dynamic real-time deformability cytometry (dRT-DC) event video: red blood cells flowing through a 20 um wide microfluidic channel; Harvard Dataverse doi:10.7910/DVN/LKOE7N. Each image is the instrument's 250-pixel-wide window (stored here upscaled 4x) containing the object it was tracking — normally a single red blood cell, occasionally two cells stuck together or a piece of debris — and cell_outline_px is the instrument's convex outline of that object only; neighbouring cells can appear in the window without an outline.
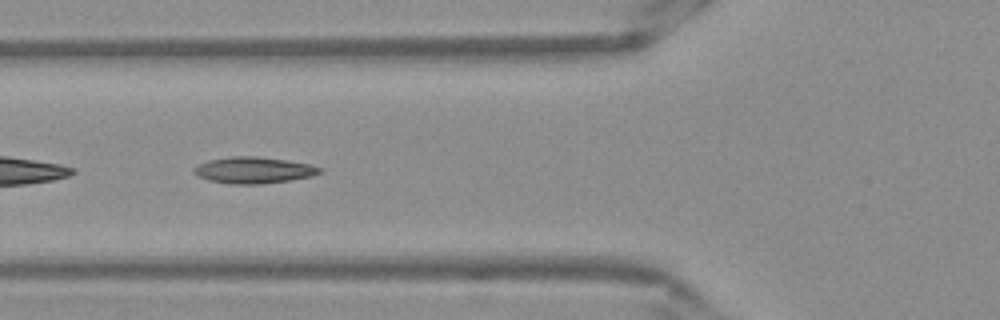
{"species": "Egyptian fruit bat (a non-hibernating species)", "species_latin": "Rousettus aegyptiacus", "temperature_condition": "warm", "stored_images_in_passage": 52, "segment_of_instrument_passage": [2, 2], "camera_frame_rate_fps": 3000, "um_per_image_px": 0.085, "frame": {"image": 1, "passage_image": 19, "time_ms": 6.0, "image_size_px": [1000, 320], "cell_outline_px": [[324, 172], [312, 176], [288, 180], [260, 184], [232, 184], [208, 180], [192, 172], [192, 168], [208, 160], [232, 156], [256, 156], [284, 160], [308, 164], [324, 168]], "centroid_in_image_um": [21.57, 14.46], "position_along_channel_um": 104.2, "area_um2": 19.25}}
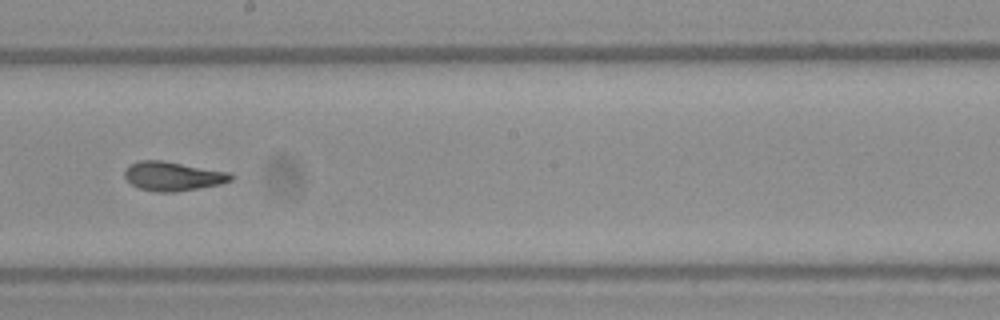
{"frame": {"image": 2, "passage_image": 29, "time_ms": 9.333, "image_size_px": [1000, 320], "cell_outline_px": [[236, 176], [232, 180], [220, 184], [176, 192], [156, 192], [140, 188], [132, 184], [124, 176], [124, 172], [128, 164], [140, 160], [160, 160], [228, 172]], "centroid_in_image_um": [14.68, 14.97], "position_along_channel_um": 233.5, "area_um2": 17.92}}
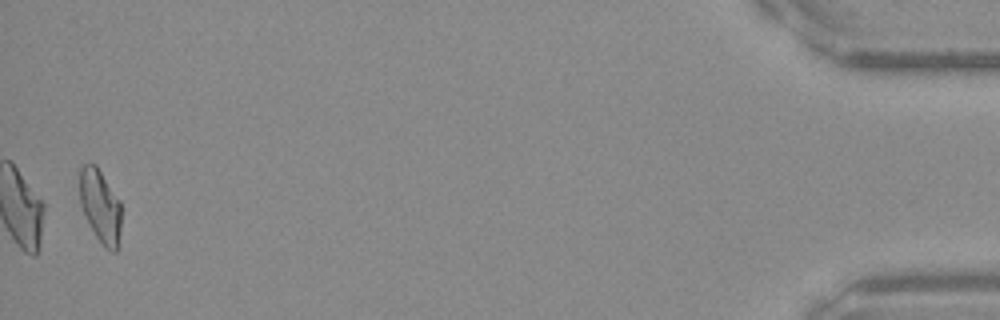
{"frame": {"image": 3, "passage_image": 51, "time_ms": 16.667, "image_size_px": [1000, 320], "cell_outline_px": [[120, 228], [116, 252], [112, 252], [104, 248], [88, 224], [80, 204], [80, 168], [84, 164], [96, 164], [120, 200]], "centroid_in_image_um": [8.52, 17.52], "position_along_channel_um": 426.7, "area_um2": 17.74}}